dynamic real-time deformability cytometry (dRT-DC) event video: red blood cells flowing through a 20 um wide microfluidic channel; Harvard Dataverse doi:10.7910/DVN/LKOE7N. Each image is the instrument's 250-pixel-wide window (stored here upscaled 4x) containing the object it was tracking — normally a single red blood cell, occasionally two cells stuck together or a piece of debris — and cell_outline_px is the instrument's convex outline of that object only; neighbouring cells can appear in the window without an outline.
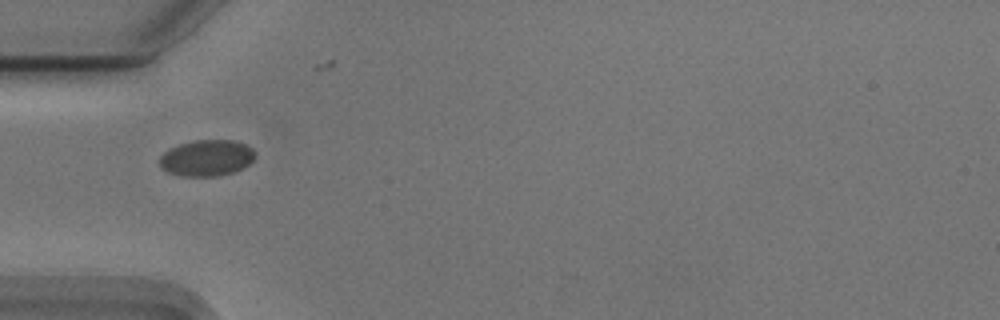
{"species": "Egyptian fruit bat (a non-hibernating species)", "species_latin": "Rousettus aegyptiacus", "temperature_condition": "cold", "stored_images_in_passage": 3, "camera_frame_rate_fps": 3000, "um_per_image_px": 0.085, "animal": {"sex": "male"}, "frame": {"image": 1, "passage_image": 1, "time_ms": 0.0, "image_size_px": [1000, 320], "cell_outline_px": [[252, 160], [248, 164], [232, 172], [220, 176], [180, 176], [168, 172], [160, 168], [160, 156], [164, 152], [180, 144], [196, 140], [236, 140], [252, 148]], "centroid_in_image_um": [17.52, 13.43], "position_along_channel_um": 67.5, "area_um2": 19.88}}